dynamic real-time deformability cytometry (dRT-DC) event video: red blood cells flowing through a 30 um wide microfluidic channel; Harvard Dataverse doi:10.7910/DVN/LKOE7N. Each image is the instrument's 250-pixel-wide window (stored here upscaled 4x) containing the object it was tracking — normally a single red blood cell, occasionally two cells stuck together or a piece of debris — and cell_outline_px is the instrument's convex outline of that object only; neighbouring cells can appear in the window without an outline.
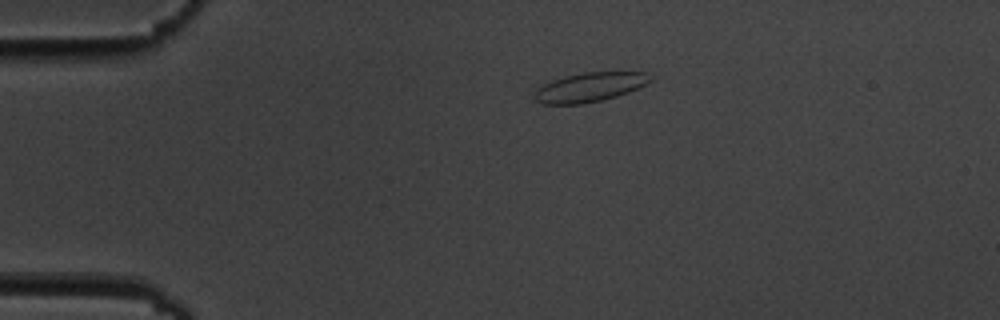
{"species": "common noctule bat (a hibernating species)", "species_latin": "Nyctalus noctula", "temperature_condition": "cold", "stored_images_in_passage": 6, "camera_frame_rate_fps": 3000, "um_per_image_px": 0.085, "animal": {"sex": "male", "body_mass_g": 19.5, "forearm_length_mm": 54.6}, "frame": {"image": 1, "passage_image": 1, "time_ms": 0.0, "image_size_px": [1000, 320], "cell_outline_px": [[652, 80], [628, 92], [616, 96], [600, 100], [580, 104], [540, 104], [532, 96], [536, 88], [552, 80], [584, 72], [648, 72]], "centroid_in_image_um": [50.07, 7.41], "position_along_channel_um": 34.9, "area_um2": 19.54}}
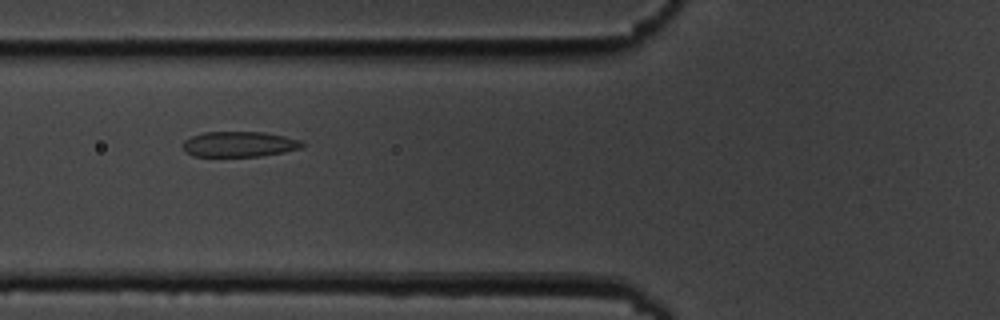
{"frame": {"image": 2, "passage_image": 4, "time_ms": 3.333, "image_size_px": [1000, 320], "cell_outline_px": [[304, 144], [300, 148], [284, 152], [260, 156], [192, 156], [184, 152], [184, 140], [192, 136], [204, 132], [264, 132], [284, 136], [300, 140]], "centroid_in_image_um": [20.32, 12.25], "position_along_channel_um": 105.5, "area_um2": 17.57}}
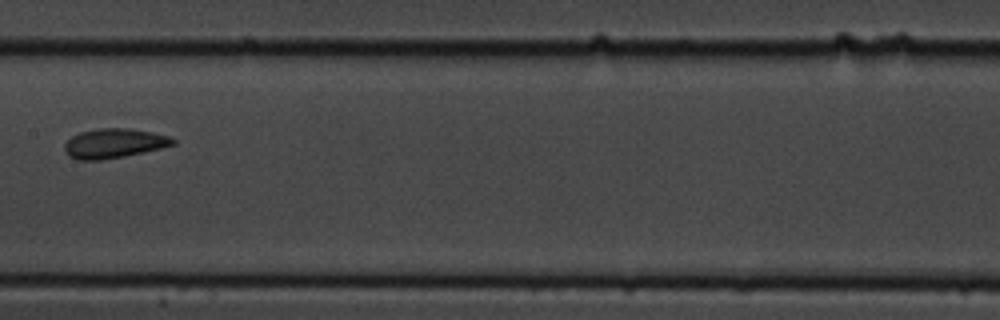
{"frame": {"image": 3, "passage_image": 6, "time_ms": 6.0, "image_size_px": [1000, 320], "cell_outline_px": [[176, 144], [144, 152], [124, 156], [100, 160], [76, 160], [68, 156], [64, 152], [64, 144], [72, 136], [80, 132], [96, 128], [128, 128], [152, 132], [168, 136], [176, 140]], "centroid_in_image_um": [9.66, 12.18], "position_along_channel_um": 197.7, "area_um2": 18.73}}